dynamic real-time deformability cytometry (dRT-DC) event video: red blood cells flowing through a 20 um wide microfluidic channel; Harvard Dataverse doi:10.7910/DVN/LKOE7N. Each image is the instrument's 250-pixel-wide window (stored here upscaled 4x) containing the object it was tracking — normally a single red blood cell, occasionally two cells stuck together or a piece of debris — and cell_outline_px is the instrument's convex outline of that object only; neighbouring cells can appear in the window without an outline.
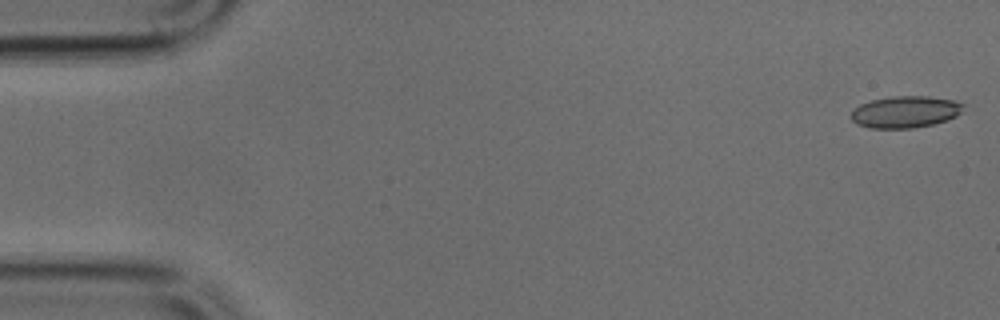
{"species": "common noctule bat (a hibernating species)", "species_latin": "Nyctalus noctula", "temperature_condition": "cold", "stored_images_in_passage": 10, "camera_frame_rate_fps": 3000, "um_per_image_px": 0.085, "animal": {"sex": "male", "body_mass_g": 17.9, "forearm_length_mm": 54.2}, "frame": {"image": 1, "passage_image": 1, "time_ms": 0.0, "image_size_px": [1000, 320], "cell_outline_px": [[964, 104], [960, 112], [956, 116], [932, 124], [912, 128], [868, 128], [856, 124], [852, 120], [852, 112], [860, 104], [872, 100], [892, 96], [928, 96], [952, 100]], "centroid_in_image_um": [76.92, 9.51], "position_along_channel_um": 8.1, "area_um2": 20.52}}